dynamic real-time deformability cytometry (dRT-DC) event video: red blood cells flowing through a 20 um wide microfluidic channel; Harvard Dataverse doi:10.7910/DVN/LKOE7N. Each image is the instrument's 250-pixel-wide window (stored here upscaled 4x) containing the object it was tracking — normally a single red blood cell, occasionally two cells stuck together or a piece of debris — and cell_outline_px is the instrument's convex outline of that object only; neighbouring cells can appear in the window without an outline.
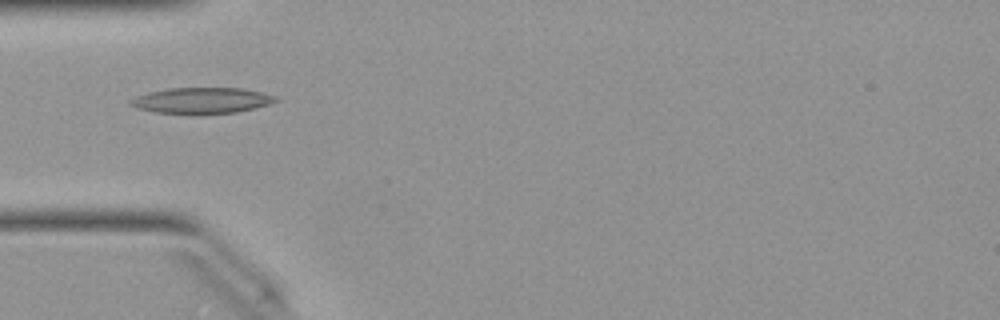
{"species": "Egyptian fruit bat (a non-hibernating species)", "species_latin": "Rousettus aegyptiacus", "temperature_condition": "warm", "stored_images_in_passage": 49, "camera_frame_rate_fps": 3000, "um_per_image_px": 0.085, "animal": {"sex": "female"}, "frame": {"image": 1, "passage_image": 15, "time_ms": 4.667, "image_size_px": [1000, 320], "cell_outline_px": [[280, 100], [268, 104], [236, 112], [156, 112], [136, 108], [128, 104], [128, 100], [136, 96], [148, 92], [168, 88], [244, 88], [264, 92], [276, 96]], "centroid_in_image_um": [17.14, 8.5], "position_along_channel_um": 67.9, "area_um2": 21.44}}
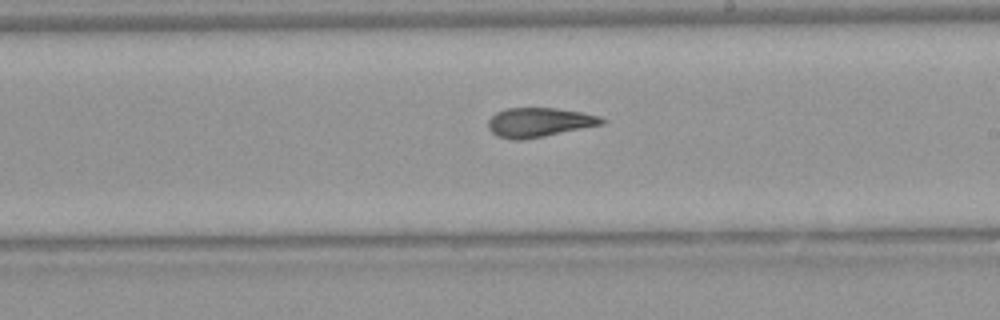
{"frame": {"image": 2, "passage_image": 28, "time_ms": 9.0, "image_size_px": [1000, 320], "cell_outline_px": [[604, 124], [524, 140], [512, 140], [496, 136], [488, 128], [488, 120], [496, 112], [504, 108], [556, 108], [584, 112], [600, 116], [604, 120]], "centroid_in_image_um": [45.81, 10.4], "position_along_channel_um": 243.2, "area_um2": 19.54}}
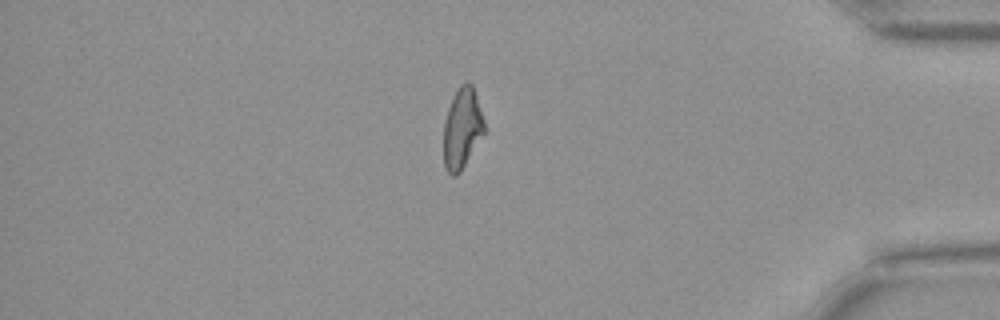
{"frame": {"image": 3, "passage_image": 42, "time_ms": 13.667, "image_size_px": [1000, 320], "cell_outline_px": [[484, 132], [460, 172], [456, 176], [452, 176], [448, 172], [444, 164], [444, 120], [448, 108], [460, 84], [468, 80], [472, 84], [484, 120]], "centroid_in_image_um": [39.27, 10.9], "position_along_channel_um": 395.9, "area_um2": 18.79}, "authors_computed_cell_mechanics": {"area_um2": 19.9988, "velocity_mm_per_s": 4.0398, "shape_relaxation_time_tau1_ms": null, "shape_relaxation_time_tau2_ms": 1.8755, "deformation_change_tau1": null, "deformation_change_tau2": 0.1018}}